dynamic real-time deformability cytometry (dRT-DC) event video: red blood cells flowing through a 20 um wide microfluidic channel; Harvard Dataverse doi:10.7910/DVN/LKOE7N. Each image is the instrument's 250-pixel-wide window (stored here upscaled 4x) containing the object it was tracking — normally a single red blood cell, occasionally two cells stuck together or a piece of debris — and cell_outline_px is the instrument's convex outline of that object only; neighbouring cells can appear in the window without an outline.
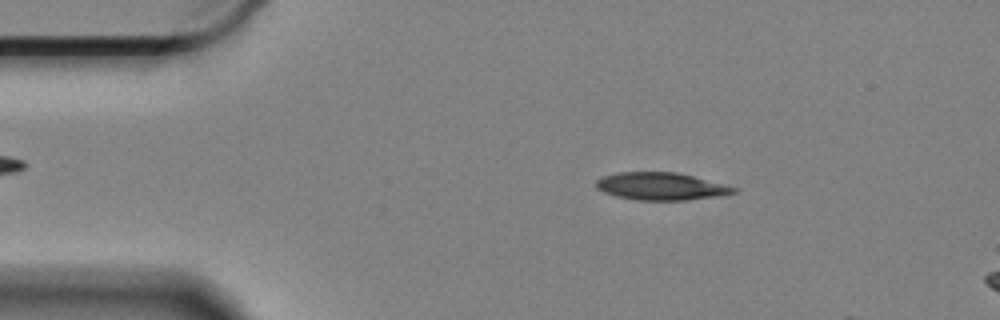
{"species": "Egyptian fruit bat (a non-hibernating species)", "species_latin": "Rousettus aegyptiacus", "temperature_condition": "cold", "stored_images_in_passage": 12, "camera_frame_rate_fps": 3000, "um_per_image_px": 0.085, "animal": {"sex": "female"}, "frame": {"image": 1, "passage_image": 8, "time_ms": 2.333, "image_size_px": [1000, 320], "cell_outline_px": [[740, 188], [736, 192], [712, 196], [684, 200], [640, 200], [616, 196], [604, 192], [596, 188], [596, 180], [604, 176], [616, 172], [676, 172]], "centroid_in_image_um": [56.15, 15.82], "position_along_channel_um": 28.9, "area_um2": 21.73}}